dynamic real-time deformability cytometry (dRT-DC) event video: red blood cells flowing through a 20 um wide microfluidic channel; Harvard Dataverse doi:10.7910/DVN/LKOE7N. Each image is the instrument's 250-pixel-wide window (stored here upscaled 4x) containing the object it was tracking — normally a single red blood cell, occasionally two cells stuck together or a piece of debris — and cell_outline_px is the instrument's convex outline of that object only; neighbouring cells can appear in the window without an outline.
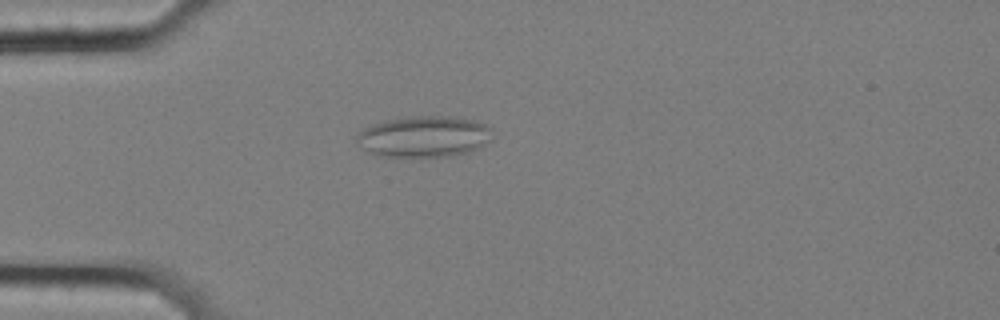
{"species": "common noctule bat (a hibernating species)", "species_latin": "Nyctalus noctula", "temperature_condition": "cold", "stored_images_in_passage": 58, "camera_frame_rate_fps": 3000, "um_per_image_px": 0.085, "animal": {"sex": "female", "body_mass_g": 25.1}, "frame": {"image": 1, "passage_image": 16, "time_ms": 5.0, "image_size_px": [1000, 320], "cell_outline_px": [[492, 140], [480, 148], [468, 152], [452, 156], [376, 156], [356, 144], [356, 136], [364, 128], [372, 124], [384, 120], [416, 116], [448, 116], [476, 120], [492, 128]], "centroid_in_image_um": [36.06, 11.61], "position_along_channel_um": 48.9, "area_um2": 32.83}}
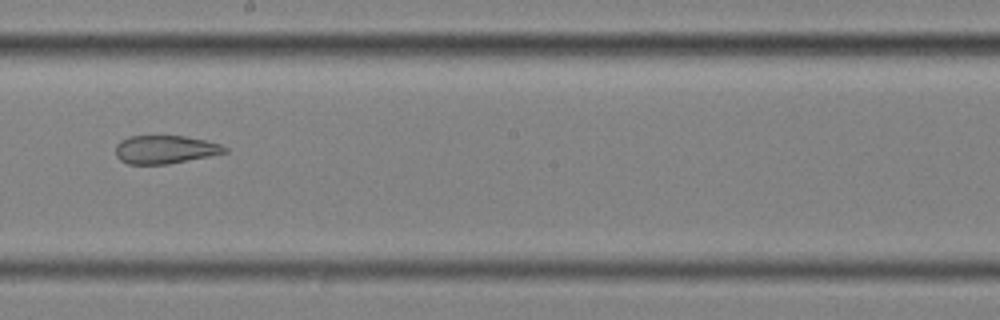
{"frame": {"image": 2, "passage_image": 33, "time_ms": 10.667, "image_size_px": [1000, 320], "cell_outline_px": [[228, 152], [168, 164], [128, 164], [120, 160], [116, 156], [116, 144], [120, 140], [128, 136], [184, 136], [204, 140], [220, 144], [228, 148]], "centroid_in_image_um": [14.01, 12.7], "position_along_channel_um": 234.2, "area_um2": 17.92}}
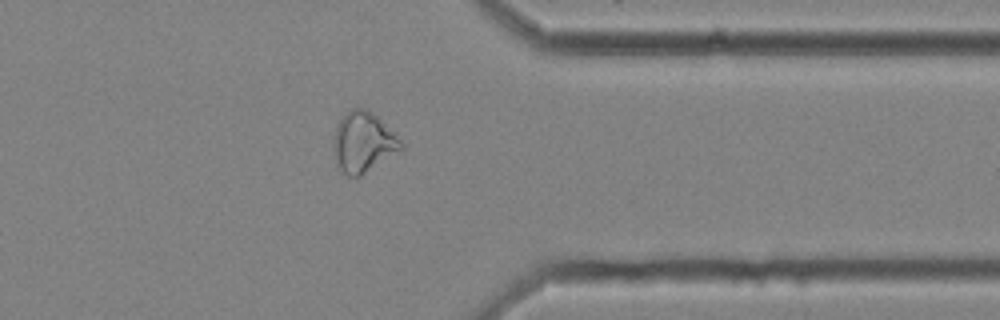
{"frame": {"image": 3, "passage_image": 46, "time_ms": 15.0, "image_size_px": [1000, 320], "cell_outline_px": [[404, 148], [360, 176], [348, 176], [340, 172], [336, 164], [332, 148], [336, 124], [352, 108], [368, 108], [396, 132], [404, 144]], "centroid_in_image_um": [30.88, 12.08], "position_along_channel_um": 380.5, "area_um2": 24.1}, "authors_computed_cell_mechanics": {"area_um2": 25.8366, "velocity_mm_per_s": 3.5208, "shape_relaxation_time_tau1_ms": null, "shape_relaxation_time_tau2_ms": 2.7303, "deformation_change_tau1": null, "deformation_change_tau2": 0.1131}}